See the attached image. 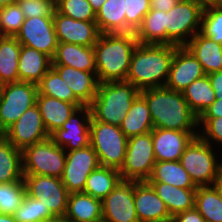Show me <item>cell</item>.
Here are the masks:
<instances>
[{
	"instance_id": "cell-30",
	"label": "cell",
	"mask_w": 222,
	"mask_h": 222,
	"mask_svg": "<svg viewBox=\"0 0 222 222\" xmlns=\"http://www.w3.org/2000/svg\"><path fill=\"white\" fill-rule=\"evenodd\" d=\"M22 151L0 134V183L23 180Z\"/></svg>"
},
{
	"instance_id": "cell-29",
	"label": "cell",
	"mask_w": 222,
	"mask_h": 222,
	"mask_svg": "<svg viewBox=\"0 0 222 222\" xmlns=\"http://www.w3.org/2000/svg\"><path fill=\"white\" fill-rule=\"evenodd\" d=\"M147 182H163L178 188L197 189L179 161H156Z\"/></svg>"
},
{
	"instance_id": "cell-36",
	"label": "cell",
	"mask_w": 222,
	"mask_h": 222,
	"mask_svg": "<svg viewBox=\"0 0 222 222\" xmlns=\"http://www.w3.org/2000/svg\"><path fill=\"white\" fill-rule=\"evenodd\" d=\"M37 90L39 94L73 103L77 107L84 105L52 67L37 83Z\"/></svg>"
},
{
	"instance_id": "cell-56",
	"label": "cell",
	"mask_w": 222,
	"mask_h": 222,
	"mask_svg": "<svg viewBox=\"0 0 222 222\" xmlns=\"http://www.w3.org/2000/svg\"><path fill=\"white\" fill-rule=\"evenodd\" d=\"M197 2L201 3L203 6L208 5L212 0H196Z\"/></svg>"
},
{
	"instance_id": "cell-20",
	"label": "cell",
	"mask_w": 222,
	"mask_h": 222,
	"mask_svg": "<svg viewBox=\"0 0 222 222\" xmlns=\"http://www.w3.org/2000/svg\"><path fill=\"white\" fill-rule=\"evenodd\" d=\"M134 204L139 222H171L165 203L147 181H134Z\"/></svg>"
},
{
	"instance_id": "cell-14",
	"label": "cell",
	"mask_w": 222,
	"mask_h": 222,
	"mask_svg": "<svg viewBox=\"0 0 222 222\" xmlns=\"http://www.w3.org/2000/svg\"><path fill=\"white\" fill-rule=\"evenodd\" d=\"M15 38L21 45L54 57L58 45L53 17L25 18Z\"/></svg>"
},
{
	"instance_id": "cell-16",
	"label": "cell",
	"mask_w": 222,
	"mask_h": 222,
	"mask_svg": "<svg viewBox=\"0 0 222 222\" xmlns=\"http://www.w3.org/2000/svg\"><path fill=\"white\" fill-rule=\"evenodd\" d=\"M102 219L109 222H139L134 204V181L121 180L102 200Z\"/></svg>"
},
{
	"instance_id": "cell-28",
	"label": "cell",
	"mask_w": 222,
	"mask_h": 222,
	"mask_svg": "<svg viewBox=\"0 0 222 222\" xmlns=\"http://www.w3.org/2000/svg\"><path fill=\"white\" fill-rule=\"evenodd\" d=\"M120 129L127 138L145 134L153 130V121L146 100L139 94L120 124Z\"/></svg>"
},
{
	"instance_id": "cell-47",
	"label": "cell",
	"mask_w": 222,
	"mask_h": 222,
	"mask_svg": "<svg viewBox=\"0 0 222 222\" xmlns=\"http://www.w3.org/2000/svg\"><path fill=\"white\" fill-rule=\"evenodd\" d=\"M222 117V98L216 100L198 118Z\"/></svg>"
},
{
	"instance_id": "cell-9",
	"label": "cell",
	"mask_w": 222,
	"mask_h": 222,
	"mask_svg": "<svg viewBox=\"0 0 222 222\" xmlns=\"http://www.w3.org/2000/svg\"><path fill=\"white\" fill-rule=\"evenodd\" d=\"M155 163L152 131L130 137L127 142L124 164L119 170L121 179L147 181Z\"/></svg>"
},
{
	"instance_id": "cell-6",
	"label": "cell",
	"mask_w": 222,
	"mask_h": 222,
	"mask_svg": "<svg viewBox=\"0 0 222 222\" xmlns=\"http://www.w3.org/2000/svg\"><path fill=\"white\" fill-rule=\"evenodd\" d=\"M215 152L212 145L198 136L181 155L179 162L197 187L212 186L222 171V160Z\"/></svg>"
},
{
	"instance_id": "cell-26",
	"label": "cell",
	"mask_w": 222,
	"mask_h": 222,
	"mask_svg": "<svg viewBox=\"0 0 222 222\" xmlns=\"http://www.w3.org/2000/svg\"><path fill=\"white\" fill-rule=\"evenodd\" d=\"M36 105L49 134L60 128L69 119L72 112L78 108L73 103L39 93L36 96Z\"/></svg>"
},
{
	"instance_id": "cell-53",
	"label": "cell",
	"mask_w": 222,
	"mask_h": 222,
	"mask_svg": "<svg viewBox=\"0 0 222 222\" xmlns=\"http://www.w3.org/2000/svg\"><path fill=\"white\" fill-rule=\"evenodd\" d=\"M17 0H0V8L16 3Z\"/></svg>"
},
{
	"instance_id": "cell-43",
	"label": "cell",
	"mask_w": 222,
	"mask_h": 222,
	"mask_svg": "<svg viewBox=\"0 0 222 222\" xmlns=\"http://www.w3.org/2000/svg\"><path fill=\"white\" fill-rule=\"evenodd\" d=\"M150 9L149 0H125L126 33L135 32Z\"/></svg>"
},
{
	"instance_id": "cell-50",
	"label": "cell",
	"mask_w": 222,
	"mask_h": 222,
	"mask_svg": "<svg viewBox=\"0 0 222 222\" xmlns=\"http://www.w3.org/2000/svg\"><path fill=\"white\" fill-rule=\"evenodd\" d=\"M212 186L216 189L220 199L222 200V171Z\"/></svg>"
},
{
	"instance_id": "cell-24",
	"label": "cell",
	"mask_w": 222,
	"mask_h": 222,
	"mask_svg": "<svg viewBox=\"0 0 222 222\" xmlns=\"http://www.w3.org/2000/svg\"><path fill=\"white\" fill-rule=\"evenodd\" d=\"M52 67V58L34 48L21 45L18 63L19 81L37 84Z\"/></svg>"
},
{
	"instance_id": "cell-57",
	"label": "cell",
	"mask_w": 222,
	"mask_h": 222,
	"mask_svg": "<svg viewBox=\"0 0 222 222\" xmlns=\"http://www.w3.org/2000/svg\"><path fill=\"white\" fill-rule=\"evenodd\" d=\"M3 87H4V84L0 81V101H1V98H2Z\"/></svg>"
},
{
	"instance_id": "cell-1",
	"label": "cell",
	"mask_w": 222,
	"mask_h": 222,
	"mask_svg": "<svg viewBox=\"0 0 222 222\" xmlns=\"http://www.w3.org/2000/svg\"><path fill=\"white\" fill-rule=\"evenodd\" d=\"M138 41L135 33H101L94 44L99 83L126 81Z\"/></svg>"
},
{
	"instance_id": "cell-52",
	"label": "cell",
	"mask_w": 222,
	"mask_h": 222,
	"mask_svg": "<svg viewBox=\"0 0 222 222\" xmlns=\"http://www.w3.org/2000/svg\"><path fill=\"white\" fill-rule=\"evenodd\" d=\"M0 222H17L13 215H6L0 213Z\"/></svg>"
},
{
	"instance_id": "cell-23",
	"label": "cell",
	"mask_w": 222,
	"mask_h": 222,
	"mask_svg": "<svg viewBox=\"0 0 222 222\" xmlns=\"http://www.w3.org/2000/svg\"><path fill=\"white\" fill-rule=\"evenodd\" d=\"M185 47L201 64L205 74L222 70V45L198 32Z\"/></svg>"
},
{
	"instance_id": "cell-31",
	"label": "cell",
	"mask_w": 222,
	"mask_h": 222,
	"mask_svg": "<svg viewBox=\"0 0 222 222\" xmlns=\"http://www.w3.org/2000/svg\"><path fill=\"white\" fill-rule=\"evenodd\" d=\"M95 22L100 33H126L125 0H106Z\"/></svg>"
},
{
	"instance_id": "cell-13",
	"label": "cell",
	"mask_w": 222,
	"mask_h": 222,
	"mask_svg": "<svg viewBox=\"0 0 222 222\" xmlns=\"http://www.w3.org/2000/svg\"><path fill=\"white\" fill-rule=\"evenodd\" d=\"M99 166L97 154L90 145L66 151L62 183L69 193L83 192L88 176Z\"/></svg>"
},
{
	"instance_id": "cell-17",
	"label": "cell",
	"mask_w": 222,
	"mask_h": 222,
	"mask_svg": "<svg viewBox=\"0 0 222 222\" xmlns=\"http://www.w3.org/2000/svg\"><path fill=\"white\" fill-rule=\"evenodd\" d=\"M53 23L57 41L82 46H94L101 34L95 21L75 20L60 14L56 9Z\"/></svg>"
},
{
	"instance_id": "cell-11",
	"label": "cell",
	"mask_w": 222,
	"mask_h": 222,
	"mask_svg": "<svg viewBox=\"0 0 222 222\" xmlns=\"http://www.w3.org/2000/svg\"><path fill=\"white\" fill-rule=\"evenodd\" d=\"M27 195L42 202L54 217H64L69 192L57 177L46 175H23Z\"/></svg>"
},
{
	"instance_id": "cell-19",
	"label": "cell",
	"mask_w": 222,
	"mask_h": 222,
	"mask_svg": "<svg viewBox=\"0 0 222 222\" xmlns=\"http://www.w3.org/2000/svg\"><path fill=\"white\" fill-rule=\"evenodd\" d=\"M199 131H177L153 128L152 139L156 161H179L185 148L198 137Z\"/></svg>"
},
{
	"instance_id": "cell-2",
	"label": "cell",
	"mask_w": 222,
	"mask_h": 222,
	"mask_svg": "<svg viewBox=\"0 0 222 222\" xmlns=\"http://www.w3.org/2000/svg\"><path fill=\"white\" fill-rule=\"evenodd\" d=\"M146 100L153 128L177 131H198V117L189 108L182 92L166 87L140 91Z\"/></svg>"
},
{
	"instance_id": "cell-32",
	"label": "cell",
	"mask_w": 222,
	"mask_h": 222,
	"mask_svg": "<svg viewBox=\"0 0 222 222\" xmlns=\"http://www.w3.org/2000/svg\"><path fill=\"white\" fill-rule=\"evenodd\" d=\"M21 44L15 37L0 38V81L3 84L19 81L18 63Z\"/></svg>"
},
{
	"instance_id": "cell-5",
	"label": "cell",
	"mask_w": 222,
	"mask_h": 222,
	"mask_svg": "<svg viewBox=\"0 0 222 222\" xmlns=\"http://www.w3.org/2000/svg\"><path fill=\"white\" fill-rule=\"evenodd\" d=\"M128 138L120 126L90 120V146L97 154L100 166L120 170L124 164Z\"/></svg>"
},
{
	"instance_id": "cell-22",
	"label": "cell",
	"mask_w": 222,
	"mask_h": 222,
	"mask_svg": "<svg viewBox=\"0 0 222 222\" xmlns=\"http://www.w3.org/2000/svg\"><path fill=\"white\" fill-rule=\"evenodd\" d=\"M52 65H65L78 70L96 73L93 46L58 42Z\"/></svg>"
},
{
	"instance_id": "cell-25",
	"label": "cell",
	"mask_w": 222,
	"mask_h": 222,
	"mask_svg": "<svg viewBox=\"0 0 222 222\" xmlns=\"http://www.w3.org/2000/svg\"><path fill=\"white\" fill-rule=\"evenodd\" d=\"M69 222H96L102 219V200L84 192L69 193L67 211Z\"/></svg>"
},
{
	"instance_id": "cell-34",
	"label": "cell",
	"mask_w": 222,
	"mask_h": 222,
	"mask_svg": "<svg viewBox=\"0 0 222 222\" xmlns=\"http://www.w3.org/2000/svg\"><path fill=\"white\" fill-rule=\"evenodd\" d=\"M121 180L119 170L99 166L88 176L83 192L103 200Z\"/></svg>"
},
{
	"instance_id": "cell-38",
	"label": "cell",
	"mask_w": 222,
	"mask_h": 222,
	"mask_svg": "<svg viewBox=\"0 0 222 222\" xmlns=\"http://www.w3.org/2000/svg\"><path fill=\"white\" fill-rule=\"evenodd\" d=\"M27 194L24 179L17 182L0 183V213L13 215Z\"/></svg>"
},
{
	"instance_id": "cell-59",
	"label": "cell",
	"mask_w": 222,
	"mask_h": 222,
	"mask_svg": "<svg viewBox=\"0 0 222 222\" xmlns=\"http://www.w3.org/2000/svg\"><path fill=\"white\" fill-rule=\"evenodd\" d=\"M54 4L58 3L60 0H51Z\"/></svg>"
},
{
	"instance_id": "cell-15",
	"label": "cell",
	"mask_w": 222,
	"mask_h": 222,
	"mask_svg": "<svg viewBox=\"0 0 222 222\" xmlns=\"http://www.w3.org/2000/svg\"><path fill=\"white\" fill-rule=\"evenodd\" d=\"M2 135L21 151L50 137L36 104L27 109Z\"/></svg>"
},
{
	"instance_id": "cell-10",
	"label": "cell",
	"mask_w": 222,
	"mask_h": 222,
	"mask_svg": "<svg viewBox=\"0 0 222 222\" xmlns=\"http://www.w3.org/2000/svg\"><path fill=\"white\" fill-rule=\"evenodd\" d=\"M37 84L18 81L4 84L0 101V134L36 104Z\"/></svg>"
},
{
	"instance_id": "cell-4",
	"label": "cell",
	"mask_w": 222,
	"mask_h": 222,
	"mask_svg": "<svg viewBox=\"0 0 222 222\" xmlns=\"http://www.w3.org/2000/svg\"><path fill=\"white\" fill-rule=\"evenodd\" d=\"M140 91L127 81L99 83L90 104L91 116L99 122L120 126Z\"/></svg>"
},
{
	"instance_id": "cell-40",
	"label": "cell",
	"mask_w": 222,
	"mask_h": 222,
	"mask_svg": "<svg viewBox=\"0 0 222 222\" xmlns=\"http://www.w3.org/2000/svg\"><path fill=\"white\" fill-rule=\"evenodd\" d=\"M200 33L222 45V8L204 6Z\"/></svg>"
},
{
	"instance_id": "cell-49",
	"label": "cell",
	"mask_w": 222,
	"mask_h": 222,
	"mask_svg": "<svg viewBox=\"0 0 222 222\" xmlns=\"http://www.w3.org/2000/svg\"><path fill=\"white\" fill-rule=\"evenodd\" d=\"M151 9L165 11L166 13L172 9L179 0H149Z\"/></svg>"
},
{
	"instance_id": "cell-41",
	"label": "cell",
	"mask_w": 222,
	"mask_h": 222,
	"mask_svg": "<svg viewBox=\"0 0 222 222\" xmlns=\"http://www.w3.org/2000/svg\"><path fill=\"white\" fill-rule=\"evenodd\" d=\"M55 9L62 15L81 21H95L96 13L88 0H60Z\"/></svg>"
},
{
	"instance_id": "cell-48",
	"label": "cell",
	"mask_w": 222,
	"mask_h": 222,
	"mask_svg": "<svg viewBox=\"0 0 222 222\" xmlns=\"http://www.w3.org/2000/svg\"><path fill=\"white\" fill-rule=\"evenodd\" d=\"M207 75L215 92V98H222V70Z\"/></svg>"
},
{
	"instance_id": "cell-55",
	"label": "cell",
	"mask_w": 222,
	"mask_h": 222,
	"mask_svg": "<svg viewBox=\"0 0 222 222\" xmlns=\"http://www.w3.org/2000/svg\"><path fill=\"white\" fill-rule=\"evenodd\" d=\"M46 222H69L65 217H55L54 219H51Z\"/></svg>"
},
{
	"instance_id": "cell-44",
	"label": "cell",
	"mask_w": 222,
	"mask_h": 222,
	"mask_svg": "<svg viewBox=\"0 0 222 222\" xmlns=\"http://www.w3.org/2000/svg\"><path fill=\"white\" fill-rule=\"evenodd\" d=\"M25 18L53 17L55 4L51 0H17Z\"/></svg>"
},
{
	"instance_id": "cell-58",
	"label": "cell",
	"mask_w": 222,
	"mask_h": 222,
	"mask_svg": "<svg viewBox=\"0 0 222 222\" xmlns=\"http://www.w3.org/2000/svg\"><path fill=\"white\" fill-rule=\"evenodd\" d=\"M96 222H109V221H106L104 219H100L99 221H96Z\"/></svg>"
},
{
	"instance_id": "cell-45",
	"label": "cell",
	"mask_w": 222,
	"mask_h": 222,
	"mask_svg": "<svg viewBox=\"0 0 222 222\" xmlns=\"http://www.w3.org/2000/svg\"><path fill=\"white\" fill-rule=\"evenodd\" d=\"M198 127L203 128L198 134L203 141L210 145H214V142L222 145V117L198 118Z\"/></svg>"
},
{
	"instance_id": "cell-27",
	"label": "cell",
	"mask_w": 222,
	"mask_h": 222,
	"mask_svg": "<svg viewBox=\"0 0 222 222\" xmlns=\"http://www.w3.org/2000/svg\"><path fill=\"white\" fill-rule=\"evenodd\" d=\"M165 203L171 217L194 208L197 189H185L163 182H148Z\"/></svg>"
},
{
	"instance_id": "cell-39",
	"label": "cell",
	"mask_w": 222,
	"mask_h": 222,
	"mask_svg": "<svg viewBox=\"0 0 222 222\" xmlns=\"http://www.w3.org/2000/svg\"><path fill=\"white\" fill-rule=\"evenodd\" d=\"M13 217L17 222H46L55 218L48 207H44L41 201L27 194L23 203L13 213Z\"/></svg>"
},
{
	"instance_id": "cell-7",
	"label": "cell",
	"mask_w": 222,
	"mask_h": 222,
	"mask_svg": "<svg viewBox=\"0 0 222 222\" xmlns=\"http://www.w3.org/2000/svg\"><path fill=\"white\" fill-rule=\"evenodd\" d=\"M203 9L196 0H179L165 12L166 45L185 46L200 32Z\"/></svg>"
},
{
	"instance_id": "cell-3",
	"label": "cell",
	"mask_w": 222,
	"mask_h": 222,
	"mask_svg": "<svg viewBox=\"0 0 222 222\" xmlns=\"http://www.w3.org/2000/svg\"><path fill=\"white\" fill-rule=\"evenodd\" d=\"M177 47L138 43L131 58L126 81L139 91L165 87Z\"/></svg>"
},
{
	"instance_id": "cell-37",
	"label": "cell",
	"mask_w": 222,
	"mask_h": 222,
	"mask_svg": "<svg viewBox=\"0 0 222 222\" xmlns=\"http://www.w3.org/2000/svg\"><path fill=\"white\" fill-rule=\"evenodd\" d=\"M194 207L205 222H222V200L213 186L197 187Z\"/></svg>"
},
{
	"instance_id": "cell-21",
	"label": "cell",
	"mask_w": 222,
	"mask_h": 222,
	"mask_svg": "<svg viewBox=\"0 0 222 222\" xmlns=\"http://www.w3.org/2000/svg\"><path fill=\"white\" fill-rule=\"evenodd\" d=\"M52 68L84 105H90L93 102L99 85L96 73L65 65H52Z\"/></svg>"
},
{
	"instance_id": "cell-46",
	"label": "cell",
	"mask_w": 222,
	"mask_h": 222,
	"mask_svg": "<svg viewBox=\"0 0 222 222\" xmlns=\"http://www.w3.org/2000/svg\"><path fill=\"white\" fill-rule=\"evenodd\" d=\"M171 222H205L203 216L194 207L172 217Z\"/></svg>"
},
{
	"instance_id": "cell-35",
	"label": "cell",
	"mask_w": 222,
	"mask_h": 222,
	"mask_svg": "<svg viewBox=\"0 0 222 222\" xmlns=\"http://www.w3.org/2000/svg\"><path fill=\"white\" fill-rule=\"evenodd\" d=\"M182 93L189 108L197 117L216 100L207 74L193 81Z\"/></svg>"
},
{
	"instance_id": "cell-42",
	"label": "cell",
	"mask_w": 222,
	"mask_h": 222,
	"mask_svg": "<svg viewBox=\"0 0 222 222\" xmlns=\"http://www.w3.org/2000/svg\"><path fill=\"white\" fill-rule=\"evenodd\" d=\"M24 20L25 16L17 2L0 8V34L15 37Z\"/></svg>"
},
{
	"instance_id": "cell-51",
	"label": "cell",
	"mask_w": 222,
	"mask_h": 222,
	"mask_svg": "<svg viewBox=\"0 0 222 222\" xmlns=\"http://www.w3.org/2000/svg\"><path fill=\"white\" fill-rule=\"evenodd\" d=\"M88 1L95 13H97L101 9V6L106 2V0H88Z\"/></svg>"
},
{
	"instance_id": "cell-33",
	"label": "cell",
	"mask_w": 222,
	"mask_h": 222,
	"mask_svg": "<svg viewBox=\"0 0 222 222\" xmlns=\"http://www.w3.org/2000/svg\"><path fill=\"white\" fill-rule=\"evenodd\" d=\"M134 33L140 44L166 45L165 11L150 9Z\"/></svg>"
},
{
	"instance_id": "cell-18",
	"label": "cell",
	"mask_w": 222,
	"mask_h": 222,
	"mask_svg": "<svg viewBox=\"0 0 222 222\" xmlns=\"http://www.w3.org/2000/svg\"><path fill=\"white\" fill-rule=\"evenodd\" d=\"M206 75L201 64L185 47H177L172 58L165 87L183 92L193 81Z\"/></svg>"
},
{
	"instance_id": "cell-54",
	"label": "cell",
	"mask_w": 222,
	"mask_h": 222,
	"mask_svg": "<svg viewBox=\"0 0 222 222\" xmlns=\"http://www.w3.org/2000/svg\"><path fill=\"white\" fill-rule=\"evenodd\" d=\"M208 5L222 8V0H212Z\"/></svg>"
},
{
	"instance_id": "cell-8",
	"label": "cell",
	"mask_w": 222,
	"mask_h": 222,
	"mask_svg": "<svg viewBox=\"0 0 222 222\" xmlns=\"http://www.w3.org/2000/svg\"><path fill=\"white\" fill-rule=\"evenodd\" d=\"M66 151L47 138L22 151L23 175H46L62 178Z\"/></svg>"
},
{
	"instance_id": "cell-12",
	"label": "cell",
	"mask_w": 222,
	"mask_h": 222,
	"mask_svg": "<svg viewBox=\"0 0 222 222\" xmlns=\"http://www.w3.org/2000/svg\"><path fill=\"white\" fill-rule=\"evenodd\" d=\"M90 105H82L72 112L64 124L50 134L51 140L65 151L90 145Z\"/></svg>"
}]
</instances>
